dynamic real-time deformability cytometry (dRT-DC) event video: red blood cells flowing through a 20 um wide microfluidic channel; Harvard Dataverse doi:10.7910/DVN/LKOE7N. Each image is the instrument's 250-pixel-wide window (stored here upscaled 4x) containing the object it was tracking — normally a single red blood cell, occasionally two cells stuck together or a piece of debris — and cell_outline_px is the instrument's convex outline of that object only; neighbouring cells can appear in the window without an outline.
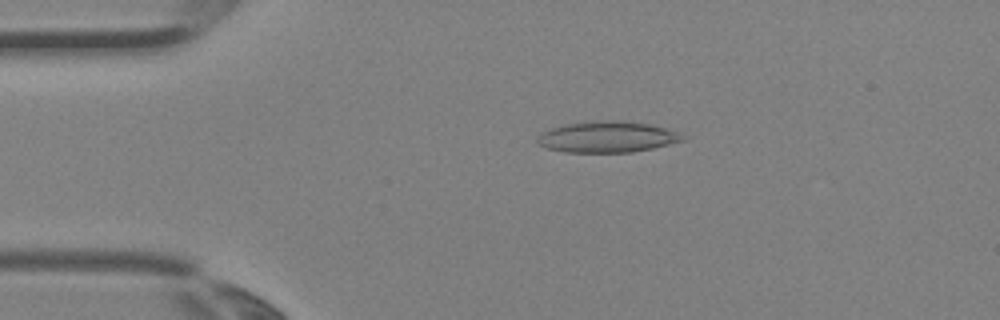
{"species": "Egyptian fruit bat (a non-hibernating species)", "species_latin": "Rousettus aegyptiacus", "temperature_condition": "room temperature", "stored_images_in_passage": 3, "camera_frame_rate_fps": 3000, "um_per_image_px": 0.085, "animal": {"sex": "female"}, "frame": {"image": 1, "passage_image": 2, "time_ms": 0.333, "image_size_px": [1000, 320], "cell_outline_px": [[688, 140], [652, 148], [632, 152], [564, 152], [544, 148], [536, 144], [536, 136], [540, 132], [564, 124], [596, 120], [624, 120], [648, 124], [664, 128], [688, 136]], "centroid_in_image_um": [51.58, 11.64], "position_along_channel_um": 33.4, "area_um2": 26.76}}
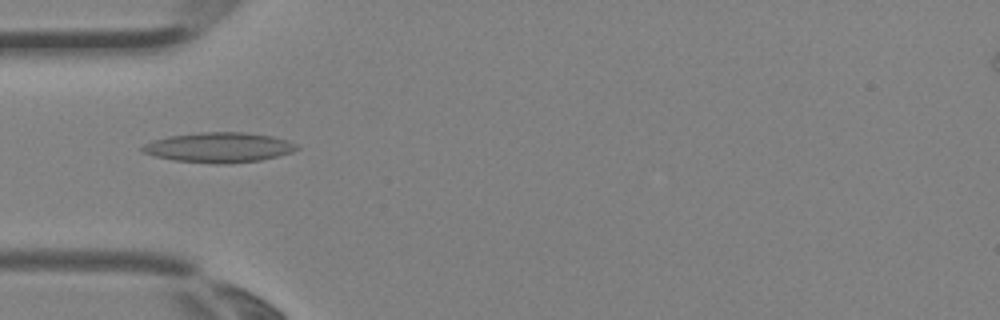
{"frame": {"image": 2, "passage_image": 3, "time_ms": 0.667, "image_size_px": [1000, 320], "cell_outline_px": [[300, 148], [292, 152], [260, 160], [228, 164], [212, 164], [172, 160], [156, 156], [144, 152], [140, 148], [144, 144], [152, 140], [168, 136], [200, 132], [244, 132], [272, 136], [288, 140], [300, 144]], "centroid_in_image_um": [18.63, 12.53], "position_along_channel_um": 66.4, "area_um2": 27.22}}